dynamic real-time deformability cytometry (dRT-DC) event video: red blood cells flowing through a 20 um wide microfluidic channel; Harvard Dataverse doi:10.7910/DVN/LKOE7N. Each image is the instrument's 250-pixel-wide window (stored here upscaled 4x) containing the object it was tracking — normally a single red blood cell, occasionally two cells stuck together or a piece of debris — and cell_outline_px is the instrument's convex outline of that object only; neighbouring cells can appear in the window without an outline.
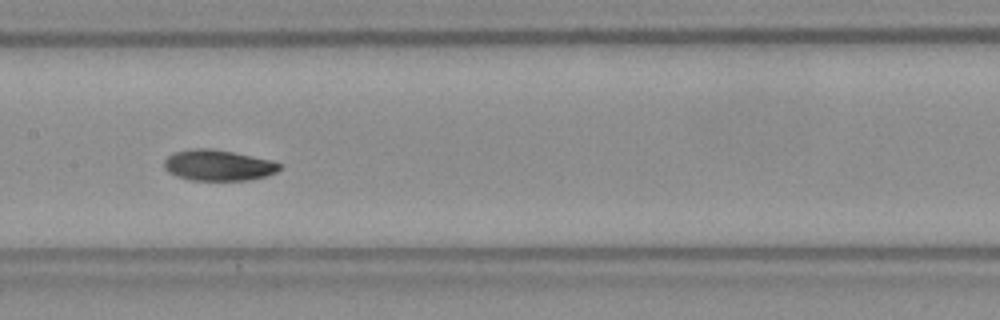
{"species": "Egyptian fruit bat (a non-hibernating species)", "species_latin": "Rousettus aegyptiacus", "temperature_condition": "room temperature", "stored_images_in_passage": 40, "camera_frame_rate_fps": 3000, "um_per_image_px": 0.085, "frame": {"image": 1, "passage_image": 12, "time_ms": 3.667, "image_size_px": [1000, 320], "cell_outline_px": [[280, 168], [276, 172], [264, 176], [248, 180], [192, 180], [176, 176], [168, 172], [164, 168], [164, 160], [168, 156], [176, 152], [192, 148], [212, 148], [232, 152], [268, 160], [280, 164]], "centroid_in_image_um": [18.48, 14.05], "position_along_channel_um": 188.9, "area_um2": 20.46}}
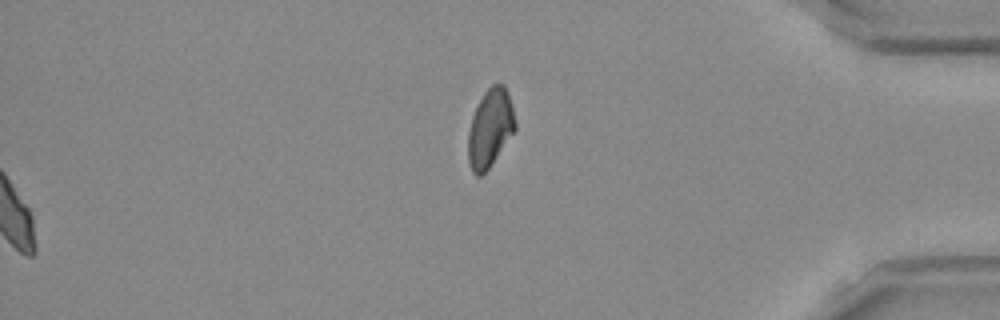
{"frame": {"image": 2, "passage_image": 40, "time_ms": 13.0, "image_size_px": [1000, 320], "cell_outline_px": [[516, 128], [492, 164], [480, 176], [476, 176], [472, 172], [468, 160], [468, 132], [472, 116], [484, 92], [492, 84], [504, 84], [508, 92], [512, 104], [516, 124]], "centroid_in_image_um": [41.66, 10.89], "position_along_channel_um": 393.5, "area_um2": 21.33}, "authors_computed_cell_mechanics": {"area_um2": 20.9236, "velocity_mm_per_s": 3.8203, "shape_relaxation_time_tau1_ms": 4.7614, "shape_relaxation_time_tau2_ms": 10.0672, "deformation_change_tau1": 0.1265, "deformation_change_tau2": 0.1273}}